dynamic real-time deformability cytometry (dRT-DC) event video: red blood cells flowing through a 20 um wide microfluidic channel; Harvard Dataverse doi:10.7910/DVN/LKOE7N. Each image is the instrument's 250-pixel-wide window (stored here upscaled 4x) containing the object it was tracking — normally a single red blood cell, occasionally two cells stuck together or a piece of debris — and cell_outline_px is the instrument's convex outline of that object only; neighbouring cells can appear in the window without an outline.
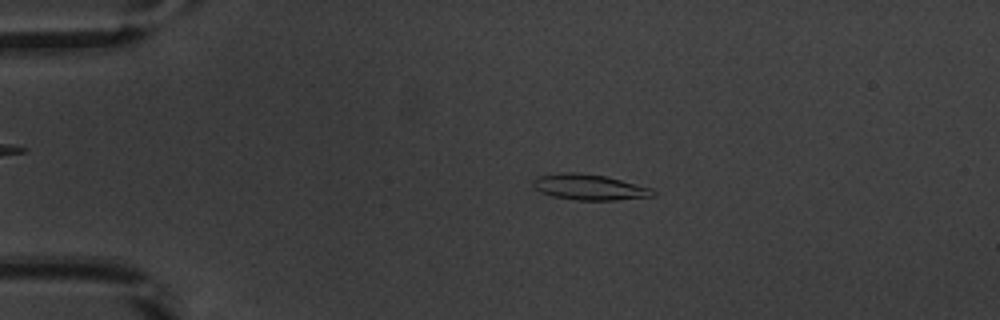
{"species": "common noctule bat (a hibernating species)", "species_latin": "Nyctalus noctula", "temperature_condition": "warm", "stored_images_in_passage": 52, "camera_frame_rate_fps": 3000, "um_per_image_px": 0.085, "animal": {"sex": "male", "body_mass_g": 20.1, "forearm_length_mm": 53.5}, "frame": {"image": 1, "passage_image": 11, "time_ms": 3.333, "image_size_px": [1000, 320], "cell_outline_px": [[656, 196], [616, 200], [576, 200], [552, 196], [540, 192], [532, 188], [532, 180], [536, 176], [560, 172], [576, 172], [604, 176], [652, 188], [656, 192]], "centroid_in_image_um": [50.04, 15.91], "position_along_channel_um": 35.0, "area_um2": 18.15}}
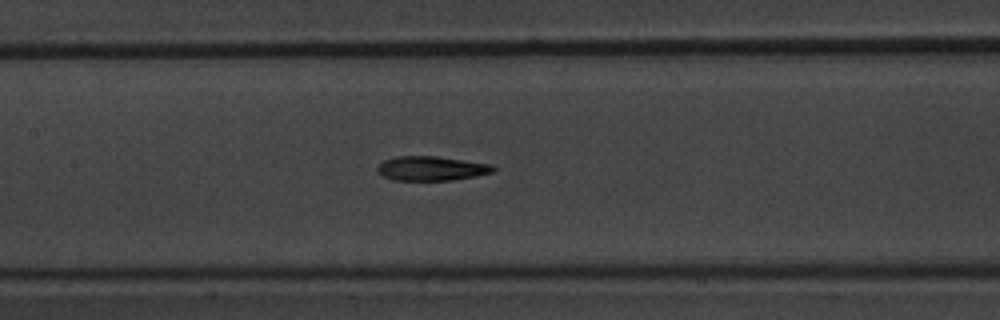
{"frame": {"image": 2, "passage_image": 25, "time_ms": 8.0, "image_size_px": [1000, 320], "cell_outline_px": [[496, 168], [492, 172], [476, 176], [452, 180], [392, 180], [384, 176], [376, 168], [384, 160], [396, 156], [436, 156], [492, 164]], "centroid_in_image_um": [36.68, 14.31], "position_along_channel_um": 170.7, "area_um2": 16.36}}
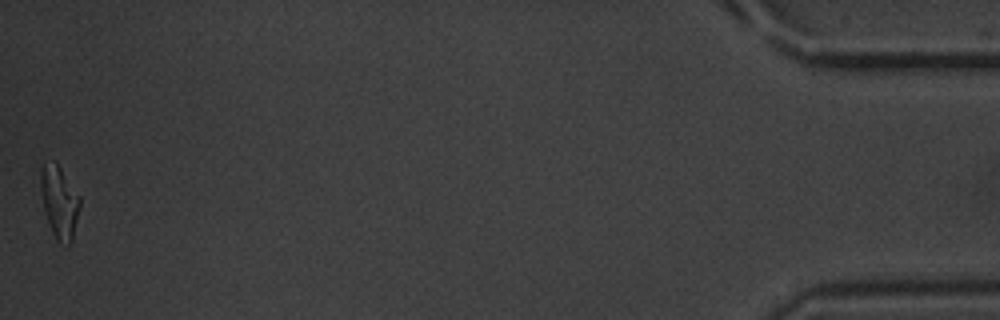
{"frame": {"image": 3, "passage_image": 52, "time_ms": 17.0, "image_size_px": [1000, 320], "cell_outline_px": [[80, 208], [72, 244], [68, 248], [60, 244], [56, 240], [52, 232], [44, 208], [40, 188], [40, 172], [44, 164], [56, 164], [60, 168], [80, 196]], "centroid_in_image_um": [5.08, 17.29], "position_along_channel_um": 430.1, "area_um2": 16.47}, "authors_computed_cell_mechanics": {"area_um2": 16.9065, "velocity_mm_per_s": 3.8889, "shape_relaxation_time_tau1_ms": 4.0056, "shape_relaxation_time_tau2_ms": 2.5874, "deformation_change_tau1": 0.1991, "deformation_change_tau2": 0.1103}}